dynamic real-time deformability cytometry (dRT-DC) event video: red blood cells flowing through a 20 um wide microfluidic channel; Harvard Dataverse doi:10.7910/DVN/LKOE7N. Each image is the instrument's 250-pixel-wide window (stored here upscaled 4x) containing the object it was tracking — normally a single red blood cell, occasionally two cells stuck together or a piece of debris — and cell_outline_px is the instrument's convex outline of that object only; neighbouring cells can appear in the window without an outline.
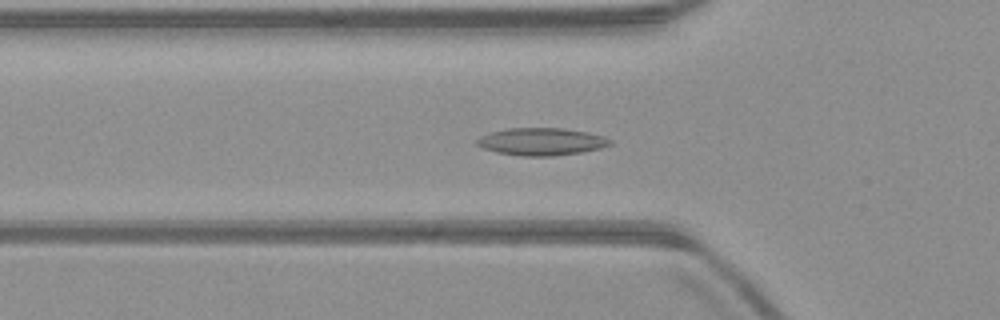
{"species": "common noctule bat (a hibernating species)", "species_latin": "Nyctalus noctula", "temperature_condition": "warm", "stored_images_in_passage": 43, "camera_frame_rate_fps": 3000, "um_per_image_px": 0.085, "animal": {"sex": "male", "body_mass_g": 23.1, "forearm_length_mm": 52.7}, "frame": {"image": 1, "passage_image": 16, "time_ms": 5.0, "image_size_px": [1000, 320], "cell_outline_px": [[612, 144], [600, 148], [580, 152], [552, 156], [520, 156], [496, 152], [484, 148], [476, 144], [476, 140], [480, 136], [492, 132], [508, 128], [564, 128], [588, 132], [604, 136], [612, 140]], "centroid_in_image_um": [46.03, 12.03], "position_along_channel_um": 79.8, "area_um2": 21.27}}
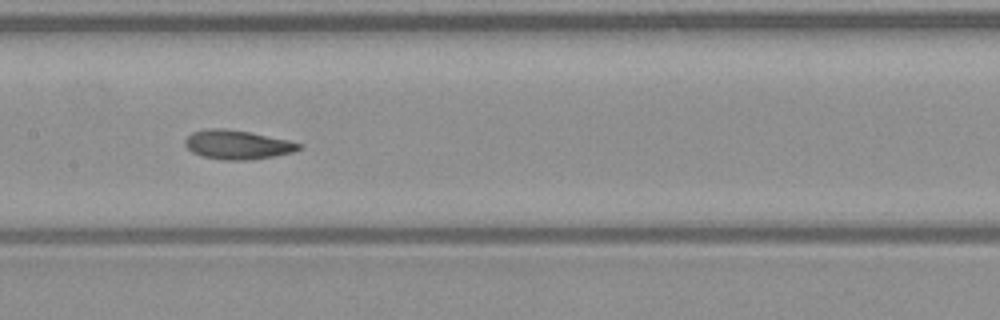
{"frame": {"image": 2, "passage_image": 24, "time_ms": 7.667, "image_size_px": [1000, 320], "cell_outline_px": [[300, 148], [292, 152], [252, 160], [224, 160], [204, 156], [192, 152], [184, 144], [184, 140], [192, 132], [208, 128], [224, 128], [248, 132], [288, 140], [300, 144]], "centroid_in_image_um": [20.13, 12.29], "position_along_channel_um": 187.3, "area_um2": 19.02}}
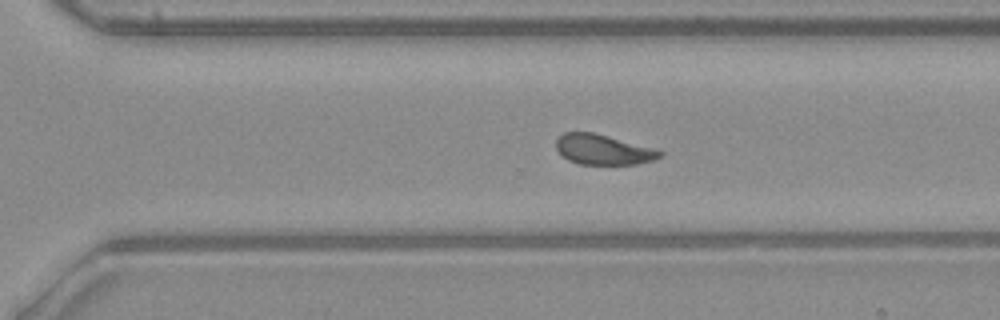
{"frame": {"image": 3, "passage_image": 34, "time_ms": 11.0, "image_size_px": [1000, 320], "cell_outline_px": [[664, 156], [656, 160], [636, 164], [580, 164], [568, 160], [556, 148], [556, 140], [564, 132], [592, 132], [656, 148], [664, 152]], "centroid_in_image_um": [51.33, 12.72], "position_along_channel_um": 319.3, "area_um2": 18.32}, "authors_computed_cell_mechanics": {"area_um2": 19.0162, "velocity_mm_per_s": 3.99, "shape_relaxation_time_tau1_ms": 5.3558, "shape_relaxation_time_tau2_ms": 1.86, "deformation_change_tau1": 0.1167, "deformation_change_tau2": 0.078}}